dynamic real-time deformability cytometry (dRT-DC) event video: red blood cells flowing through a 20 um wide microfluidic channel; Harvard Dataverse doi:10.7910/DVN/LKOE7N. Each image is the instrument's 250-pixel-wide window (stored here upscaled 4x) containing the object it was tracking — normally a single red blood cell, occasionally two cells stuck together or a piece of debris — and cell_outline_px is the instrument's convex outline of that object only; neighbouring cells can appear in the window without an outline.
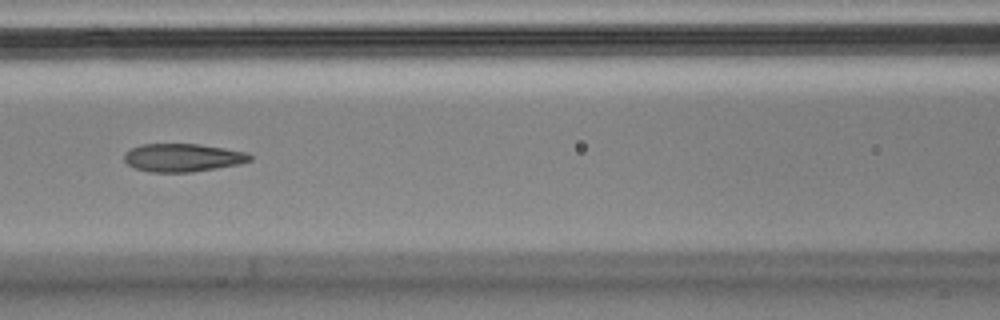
{"species": "Egyptian fruit bat (a non-hibernating species)", "species_latin": "Rousettus aegyptiacus", "temperature_condition": "cold", "stored_images_in_passage": 48, "camera_frame_rate_fps": 3000, "um_per_image_px": 0.085, "animal": {"sex": "male"}, "frame": {"image": 1, "passage_image": 17, "time_ms": 5.333, "image_size_px": [1000, 320], "cell_outline_px": [[252, 160], [240, 164], [192, 172], [152, 172], [136, 168], [128, 164], [124, 160], [124, 152], [140, 144], [200, 144], [248, 152], [252, 156]], "centroid_in_image_um": [15.55, 13.39], "position_along_channel_um": 151.0, "area_um2": 20.63}}
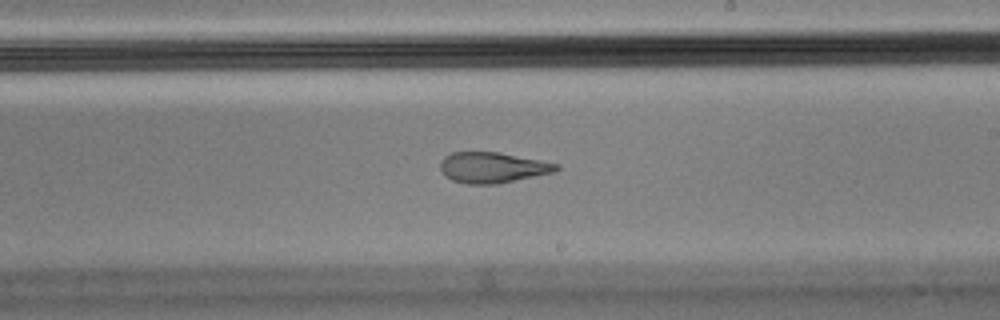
{"frame": {"image": 2, "passage_image": 25, "time_ms": 8.0, "image_size_px": [1000, 320], "cell_outline_px": [[560, 168], [556, 172], [496, 184], [468, 184], [452, 180], [440, 168], [440, 164], [444, 156], [452, 152], [500, 152], [560, 164]], "centroid_in_image_um": [41.91, 14.23], "position_along_channel_um": 247.1, "area_um2": 20.69}}
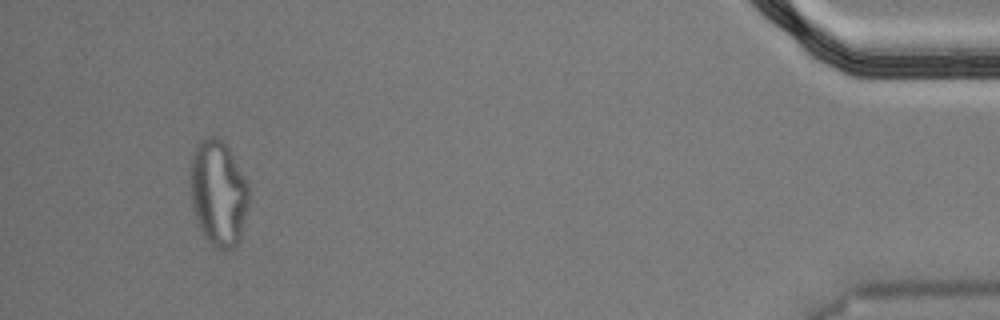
{"frame": {"image": 3, "passage_image": 45, "time_ms": 14.667, "image_size_px": [1000, 320], "cell_outline_px": [[248, 204], [240, 240], [232, 248], [224, 252], [212, 248], [204, 236], [200, 228], [192, 204], [192, 156], [200, 140], [208, 136], [216, 136], [224, 140], [248, 184]], "centroid_in_image_um": [18.58, 16.45], "position_along_channel_um": 416.6, "area_um2": 35.78}, "authors_computed_cell_mechanics": {"area_um2": 21.4438, "velocity_mm_per_s": 3.6152, "shape_relaxation_time_tau1_ms": null, "shape_relaxation_time_tau2_ms": 2.5982, "deformation_change_tau1": null, "deformation_change_tau2": 0.0917}}